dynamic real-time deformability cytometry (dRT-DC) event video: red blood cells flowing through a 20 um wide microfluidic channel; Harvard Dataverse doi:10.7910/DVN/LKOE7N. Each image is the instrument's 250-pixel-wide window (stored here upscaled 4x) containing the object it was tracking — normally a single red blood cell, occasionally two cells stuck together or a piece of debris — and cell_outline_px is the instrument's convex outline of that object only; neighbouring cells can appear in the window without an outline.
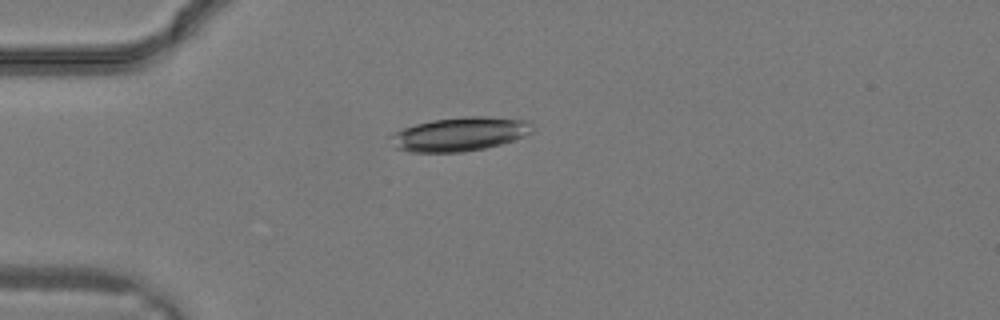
{"species": "common noctule bat (a hibernating species)", "species_latin": "Nyctalus noctula", "temperature_condition": "warm", "stored_images_in_passage": 12, "camera_frame_rate_fps": 3000, "um_per_image_px": 0.085, "animal": {"sex": "male", "body_mass_g": 19.2, "forearm_length_mm": 51.8}, "frame": {"image": 1, "passage_image": 3, "time_ms": 0.667, "image_size_px": [1000, 320], "cell_outline_px": [[536, 128], [532, 132], [524, 136], [500, 144], [484, 148], [464, 152], [408, 152], [396, 148], [388, 136], [392, 132], [416, 124], [432, 120], [464, 116], [488, 116], [524, 120], [532, 124]], "centroid_in_image_um": [39.06, 11.39], "position_along_channel_um": 45.9, "area_um2": 28.09}}
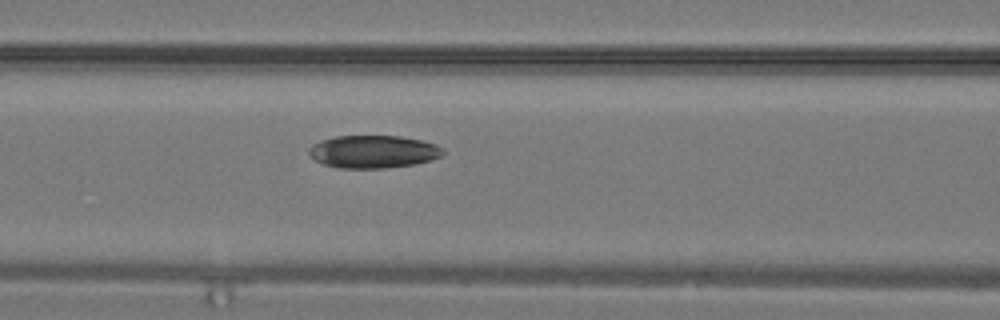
{"frame": {"image": 2, "passage_image": 8, "time_ms": 2.333, "image_size_px": [1000, 320], "cell_outline_px": [[444, 152], [440, 156], [428, 160], [412, 164], [384, 168], [340, 168], [324, 164], [316, 160], [308, 152], [308, 148], [312, 144], [320, 140], [336, 136], [400, 136], [420, 140], [436, 144]], "centroid_in_image_um": [31.68, 12.88], "position_along_channel_um": 134.9, "area_um2": 25.26}}
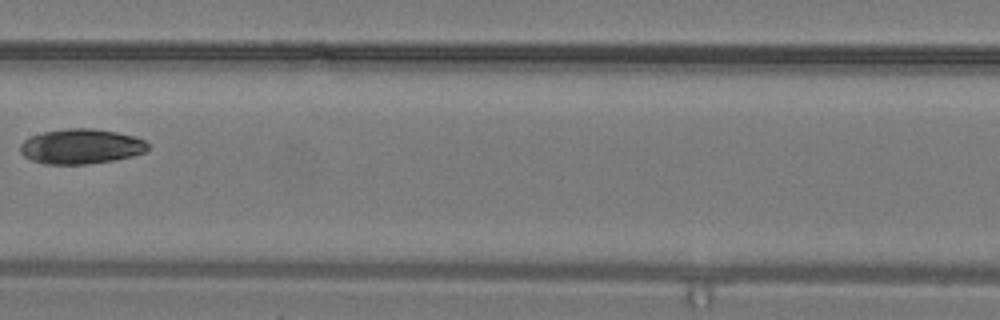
{"frame": {"image": 3, "passage_image": 11, "time_ms": 3.333, "image_size_px": [1000, 320], "cell_outline_px": [[148, 148], [144, 152], [132, 156], [112, 160], [88, 164], [44, 164], [32, 160], [24, 156], [20, 152], [20, 144], [24, 140], [32, 136], [44, 132], [68, 128], [92, 128], [116, 132], [132, 136], [144, 140], [148, 144]], "centroid_in_image_um": [6.87, 12.45], "position_along_channel_um": 200.5, "area_um2": 25.84}}